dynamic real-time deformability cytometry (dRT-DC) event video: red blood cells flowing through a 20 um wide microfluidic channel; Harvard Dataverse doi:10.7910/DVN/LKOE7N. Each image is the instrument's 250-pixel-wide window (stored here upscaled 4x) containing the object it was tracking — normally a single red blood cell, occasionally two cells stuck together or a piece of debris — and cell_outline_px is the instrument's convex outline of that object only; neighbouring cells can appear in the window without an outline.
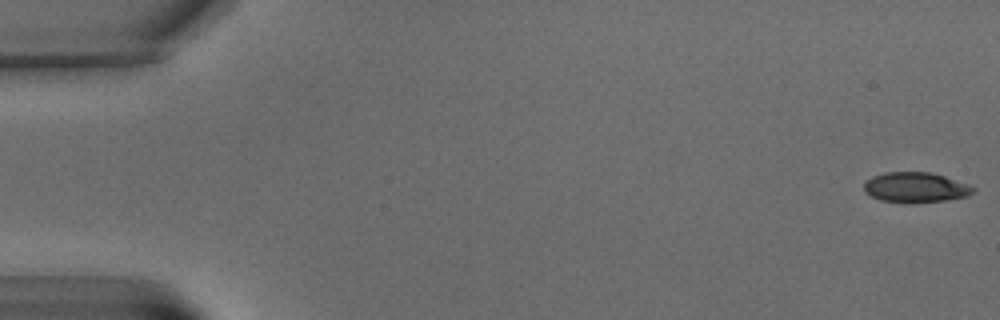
{"species": "common noctule bat (a hibernating species)", "species_latin": "Nyctalus noctula", "temperature_condition": "warm", "stored_images_in_passage": 6, "camera_frame_rate_fps": 3000, "um_per_image_px": 0.085, "animal": {"sex": "male", "body_mass_g": 15.6}, "frame": {"image": 1, "passage_image": 1, "time_ms": 0.0, "image_size_px": [1000, 320], "cell_outline_px": [[976, 192], [968, 196], [944, 200], [912, 204], [904, 204], [880, 200], [864, 192], [864, 180], [872, 176], [884, 172], [932, 172], [968, 184], [976, 188]], "centroid_in_image_um": [77.81, 15.94], "position_along_channel_um": 7.2, "area_um2": 19.65}}
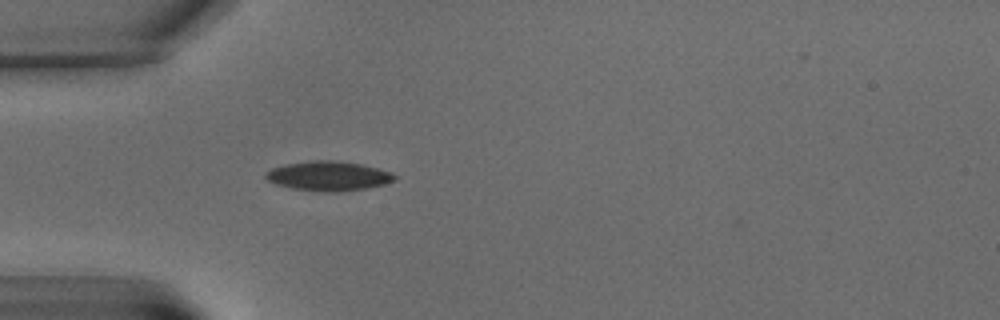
{"frame": {"image": 2, "passage_image": 6, "time_ms": 7.0, "image_size_px": [1000, 320], "cell_outline_px": [[396, 180], [384, 184], [364, 188], [340, 192], [324, 192], [292, 188], [276, 184], [268, 180], [264, 176], [264, 172], [272, 168], [284, 164], [312, 160], [336, 160], [364, 164], [392, 172], [396, 176]], "centroid_in_image_um": [27.92, 14.94], "position_along_channel_um": 57.1, "area_um2": 22.37}}